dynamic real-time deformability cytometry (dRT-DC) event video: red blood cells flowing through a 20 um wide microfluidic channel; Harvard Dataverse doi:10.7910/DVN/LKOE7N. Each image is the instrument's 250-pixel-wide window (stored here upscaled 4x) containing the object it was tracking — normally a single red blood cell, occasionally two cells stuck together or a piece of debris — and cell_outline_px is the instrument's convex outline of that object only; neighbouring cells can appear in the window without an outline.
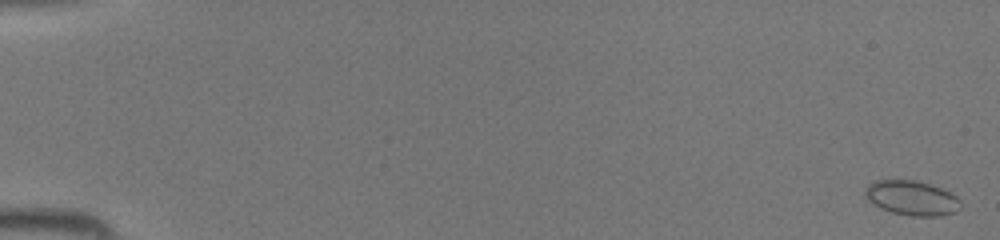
{"species": "common noctule bat (a hibernating species)", "species_latin": "Nyctalus noctula", "temperature_condition": "room temperature", "stored_images_in_passage": 46, "camera_frame_rate_fps": 3000, "um_per_image_px": 0.085, "animal": {"sex": "female", "body_mass_g": 19.5, "forearm_length_mm": 54.1}, "frame": {"image": 1, "passage_image": 1, "time_ms": 0.0, "image_size_px": [1000, 240], "cell_outline_px": [[960, 208], [956, 212], [940, 216], [912, 216], [892, 212], [880, 208], [872, 204], [864, 196], [864, 188], [868, 184], [876, 180], [916, 180], [932, 184], [956, 196], [960, 200]], "centroid_in_image_um": [77.47, 16.83], "position_along_channel_um": 7.5, "area_um2": 19.48}}
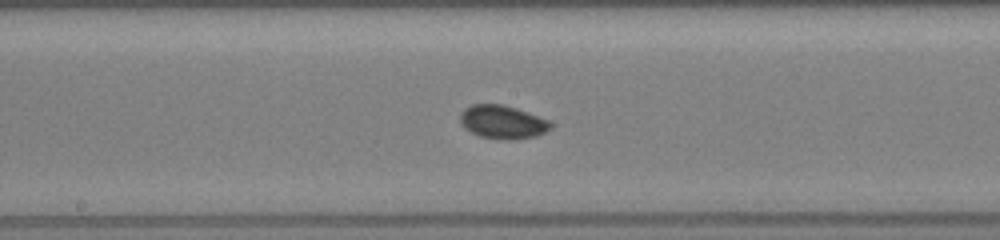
{"frame": {"image": 2, "passage_image": 25, "time_ms": 8.0, "image_size_px": [1000, 240], "cell_outline_px": [[552, 128], [536, 136], [508, 140], [480, 136], [464, 128], [460, 124], [460, 112], [464, 108], [472, 104], [504, 104], [528, 112], [548, 120], [552, 124]], "centroid_in_image_um": [42.7, 10.36], "position_along_channel_um": 205.5, "area_um2": 17.63}}
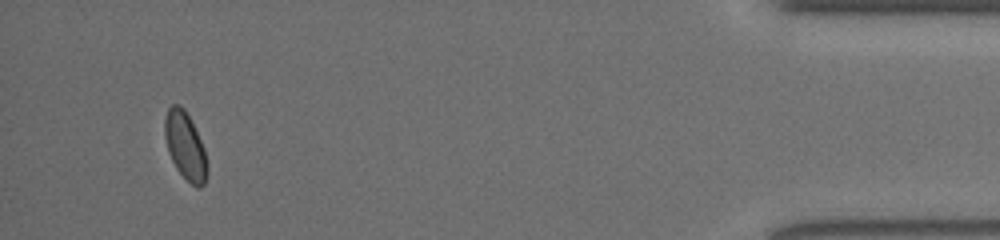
{"frame": {"image": 3, "passage_image": 43, "time_ms": 14.0, "image_size_px": [1000, 240], "cell_outline_px": [[208, 172], [204, 184], [200, 188], [196, 188], [176, 168], [168, 152], [164, 136], [164, 120], [168, 108], [172, 104], [180, 104], [184, 108], [204, 148], [208, 164]], "centroid_in_image_um": [15.74, 12.41], "position_along_channel_um": 419.5, "area_um2": 16.65}}